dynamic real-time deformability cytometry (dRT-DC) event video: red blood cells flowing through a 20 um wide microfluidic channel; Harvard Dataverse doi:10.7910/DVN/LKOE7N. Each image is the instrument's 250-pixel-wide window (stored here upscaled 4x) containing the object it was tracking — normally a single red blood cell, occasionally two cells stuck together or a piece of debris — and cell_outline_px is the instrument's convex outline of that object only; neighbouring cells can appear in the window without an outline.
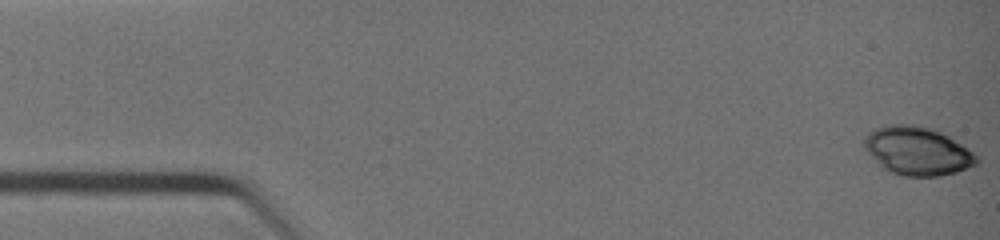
{"species": "common noctule bat (a hibernating species)", "species_latin": "Nyctalus noctula", "temperature_condition": "warm", "stored_images_in_passage": 40, "camera_frame_rate_fps": 3000, "um_per_image_px": 0.085, "animal": {"sex": "female", "body_mass_g": 19.0, "forearm_length_mm": 51.5}, "frame": {"image": 1, "passage_image": 1, "time_ms": 0.0, "image_size_px": [1000, 240], "cell_outline_px": [[980, 160], [976, 164], [956, 172], [940, 176], [904, 176], [880, 168], [864, 148], [864, 140], [868, 132], [876, 128], [892, 124], [916, 124], [932, 128], [948, 136], [968, 148]], "centroid_in_image_um": [77.95, 12.83], "position_along_channel_um": 7.0, "area_um2": 31.73}}
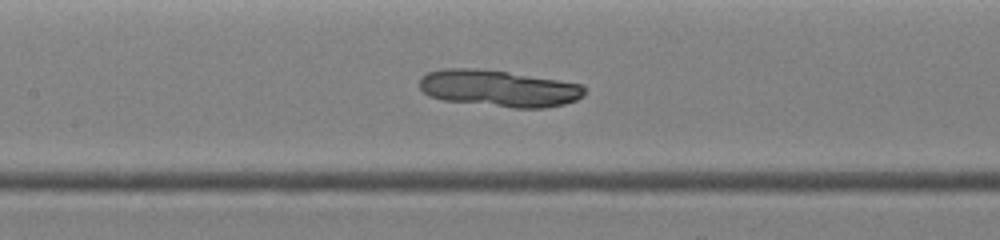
{"frame": {"image": 2, "passage_image": 19, "time_ms": 6.0, "image_size_px": [1000, 240], "cell_outline_px": [[584, 96], [576, 100], [564, 104], [544, 108], [512, 108], [444, 100], [428, 96], [420, 88], [420, 76], [428, 72], [444, 68], [484, 68], [584, 84]], "centroid_in_image_um": [42.39, 7.5], "position_along_channel_um": 165.0, "area_um2": 35.6}}
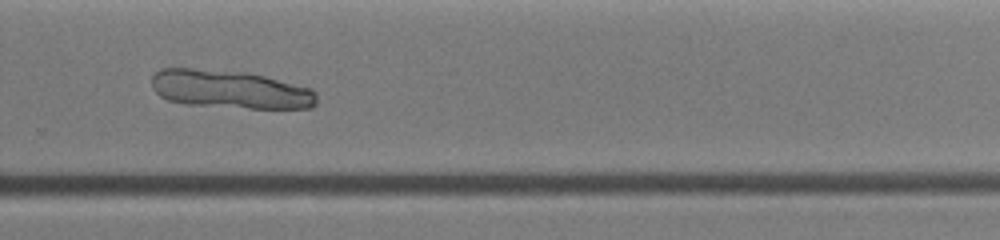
{"frame": {"image": 3, "passage_image": 28, "time_ms": 9.0, "image_size_px": [1000, 240], "cell_outline_px": [[316, 104], [312, 108], [248, 108], [188, 104], [168, 100], [160, 96], [152, 88], [152, 76], [160, 68], [192, 68], [244, 72], [264, 76], [312, 88], [316, 92]], "centroid_in_image_um": [19.56, 7.59], "position_along_channel_um": 310.2, "area_um2": 36.76}}